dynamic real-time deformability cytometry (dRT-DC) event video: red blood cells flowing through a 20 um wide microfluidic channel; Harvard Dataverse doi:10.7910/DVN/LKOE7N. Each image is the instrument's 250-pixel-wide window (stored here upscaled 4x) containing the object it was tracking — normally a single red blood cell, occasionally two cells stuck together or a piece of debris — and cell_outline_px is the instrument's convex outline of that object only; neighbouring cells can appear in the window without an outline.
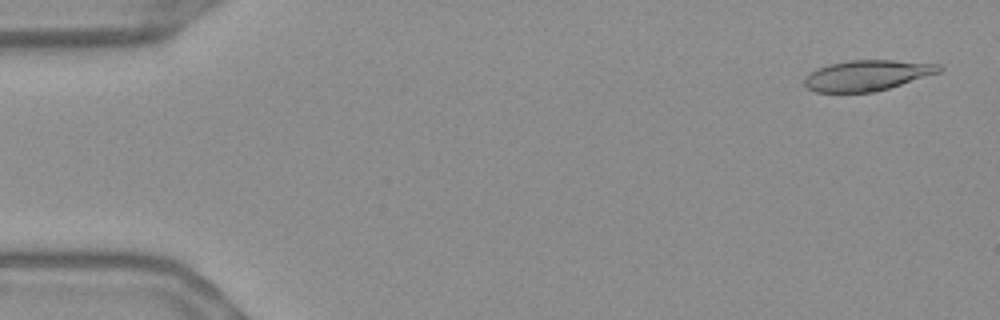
{"species": "Egyptian fruit bat (a non-hibernating species)", "species_latin": "Rousettus aegyptiacus", "temperature_condition": "warm", "stored_images_in_passage": 54, "camera_frame_rate_fps": 3000, "um_per_image_px": 0.085, "frame": {"image": 1, "passage_image": 2, "time_ms": 0.333, "image_size_px": [1000, 320], "cell_outline_px": [[944, 68], [940, 72], [876, 92], [816, 92], [808, 88], [804, 84], [804, 76], [816, 68], [828, 64], [848, 60], [892, 60], [940, 64]], "centroid_in_image_um": [73.69, 6.4], "position_along_channel_um": 11.3, "area_um2": 24.1}}
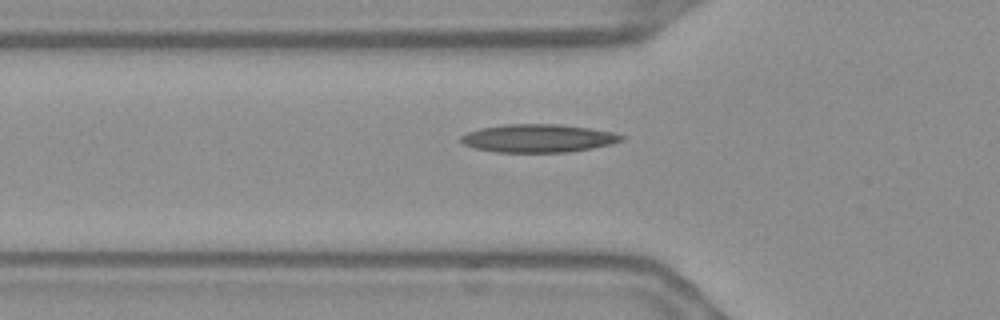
{"frame": {"image": 2, "passage_image": 18, "time_ms": 5.667, "image_size_px": [1000, 320], "cell_outline_px": [[624, 140], [612, 144], [592, 148], [568, 152], [496, 152], [476, 148], [464, 144], [460, 140], [460, 136], [468, 132], [480, 128], [504, 124], [556, 124], [588, 128], [612, 132], [624, 136]], "centroid_in_image_um": [45.74, 11.75], "position_along_channel_um": 80.1, "area_um2": 26.18}}
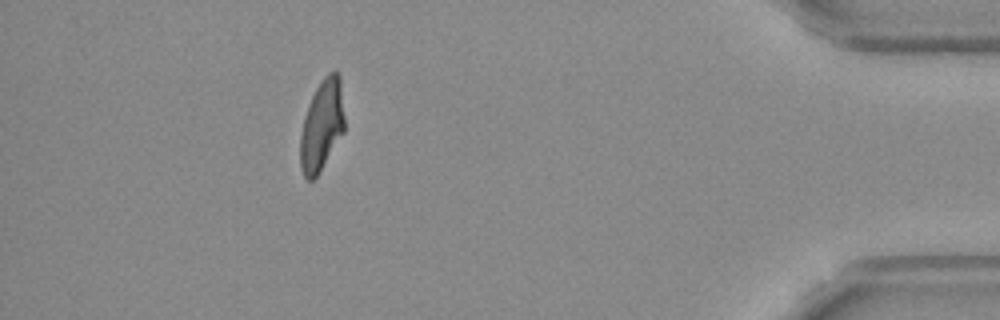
{"frame": {"image": 3, "passage_image": 49, "time_ms": 16.0, "image_size_px": [1000, 320], "cell_outline_px": [[344, 132], [320, 172], [312, 180], [308, 180], [304, 176], [300, 164], [300, 132], [304, 116], [308, 104], [316, 88], [324, 76], [328, 72], [336, 72], [340, 76], [344, 116]], "centroid_in_image_um": [27.35, 10.66], "position_along_channel_um": 407.9, "area_um2": 23.52}, "authors_computed_cell_mechanics": {"area_um2": 24.1893, "velocity_mm_per_s": 3.6771, "shape_relaxation_time_tau1_ms": null, "shape_relaxation_time_tau2_ms": 2.0384, "deformation_change_tau1": null, "deformation_change_tau2": 0.108}}